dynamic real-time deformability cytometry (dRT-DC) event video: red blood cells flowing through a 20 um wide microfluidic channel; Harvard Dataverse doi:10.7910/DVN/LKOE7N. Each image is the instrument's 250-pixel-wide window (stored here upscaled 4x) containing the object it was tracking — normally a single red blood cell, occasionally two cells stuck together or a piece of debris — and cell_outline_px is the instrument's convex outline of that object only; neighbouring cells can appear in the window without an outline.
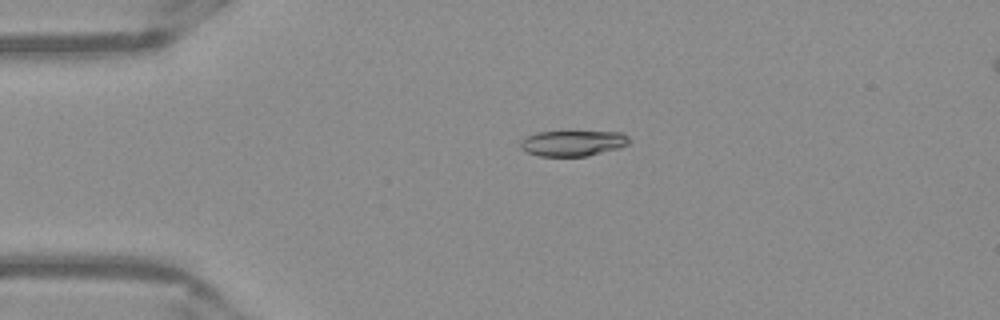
{"species": "Egyptian fruit bat (a non-hibernating species)", "species_latin": "Rousettus aegyptiacus", "temperature_condition": "warm", "stored_images_in_passage": 45, "camera_frame_rate_fps": 3000, "um_per_image_px": 0.085, "frame": {"image": 1, "passage_image": 5, "time_ms": 1.333, "image_size_px": [1000, 320], "cell_outline_px": [[628, 144], [620, 148], [588, 156], [540, 156], [528, 152], [520, 148], [520, 140], [536, 132], [620, 132], [628, 136]], "centroid_in_image_um": [48.68, 12.18], "position_along_channel_um": 36.3, "area_um2": 16.13}}
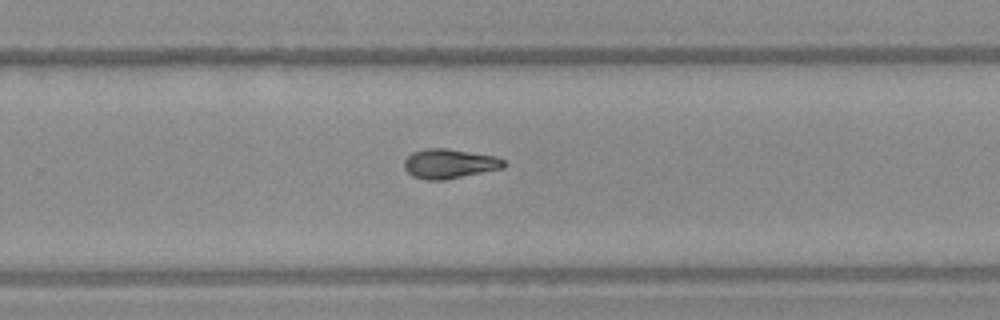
{"frame": {"image": 2, "passage_image": 27, "time_ms": 8.667, "image_size_px": [1000, 320], "cell_outline_px": [[508, 164], [504, 168], [444, 180], [424, 180], [412, 176], [404, 168], [404, 160], [412, 152], [424, 148], [448, 148], [496, 156], [504, 160]], "centroid_in_image_um": [38.21, 13.91], "position_along_channel_um": 291.6, "area_um2": 17.4}}
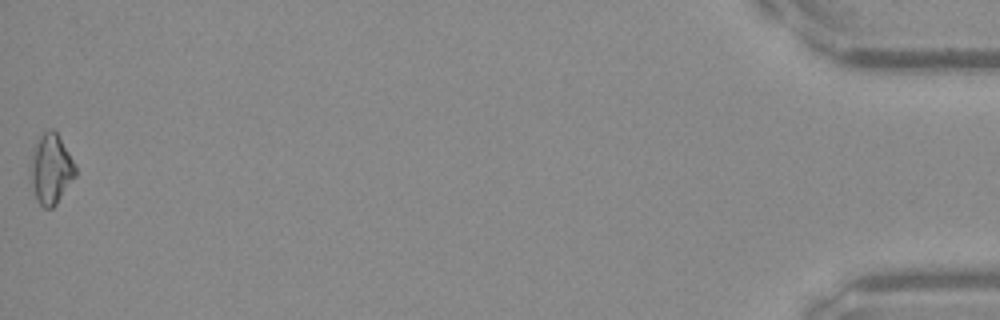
{"frame": {"image": 3, "passage_image": 45, "time_ms": 14.667, "image_size_px": [1000, 320], "cell_outline_px": [[76, 176], [56, 204], [52, 208], [44, 208], [36, 200], [32, 184], [32, 148], [40, 136], [48, 128], [52, 128], [56, 132], [76, 164]], "centroid_in_image_um": [4.36, 14.36], "position_along_channel_um": 430.8, "area_um2": 18.09}, "authors_computed_cell_mechanics": {"area_um2": 16.8776, "velocity_mm_per_s": 3.9563, "shape_relaxation_time_tau1_ms": 10.7091, "shape_relaxation_time_tau2_ms": 4.3848, "deformation_change_tau1": 0.2398, "deformation_change_tau2": 0.1027}}